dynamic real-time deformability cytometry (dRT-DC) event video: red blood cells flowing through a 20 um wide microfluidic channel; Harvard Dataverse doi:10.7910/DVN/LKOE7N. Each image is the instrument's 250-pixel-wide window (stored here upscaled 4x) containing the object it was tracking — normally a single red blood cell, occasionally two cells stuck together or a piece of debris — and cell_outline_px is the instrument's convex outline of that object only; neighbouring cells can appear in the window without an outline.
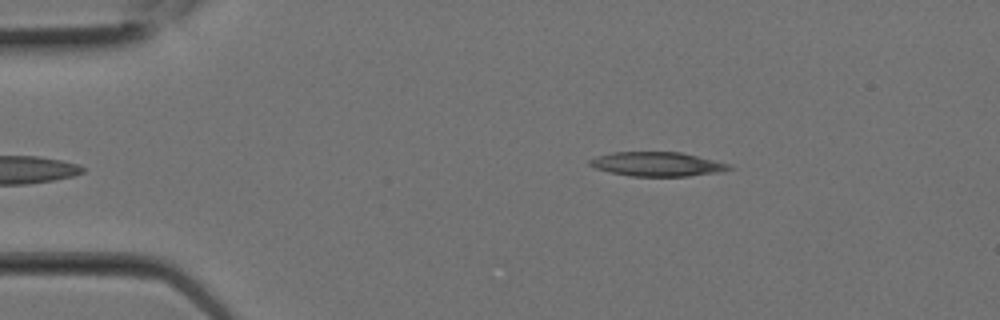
{"species": "Egyptian fruit bat (a non-hibernating species)", "species_latin": "Rousettus aegyptiacus", "temperature_condition": "room temperature", "stored_images_in_passage": 7, "camera_frame_rate_fps": 3000, "um_per_image_px": 0.085, "animal": {"sex": "female"}, "frame": {"image": 1, "passage_image": 7, "time_ms": 2.0, "image_size_px": [1000, 320], "cell_outline_px": [[732, 168], [720, 172], [688, 176], [632, 176], [612, 172], [596, 168], [588, 164], [588, 160], [596, 156], [612, 152], [680, 152], [728, 164]], "centroid_in_image_um": [55.81, 13.95], "position_along_channel_um": 29.2, "area_um2": 19.36}}